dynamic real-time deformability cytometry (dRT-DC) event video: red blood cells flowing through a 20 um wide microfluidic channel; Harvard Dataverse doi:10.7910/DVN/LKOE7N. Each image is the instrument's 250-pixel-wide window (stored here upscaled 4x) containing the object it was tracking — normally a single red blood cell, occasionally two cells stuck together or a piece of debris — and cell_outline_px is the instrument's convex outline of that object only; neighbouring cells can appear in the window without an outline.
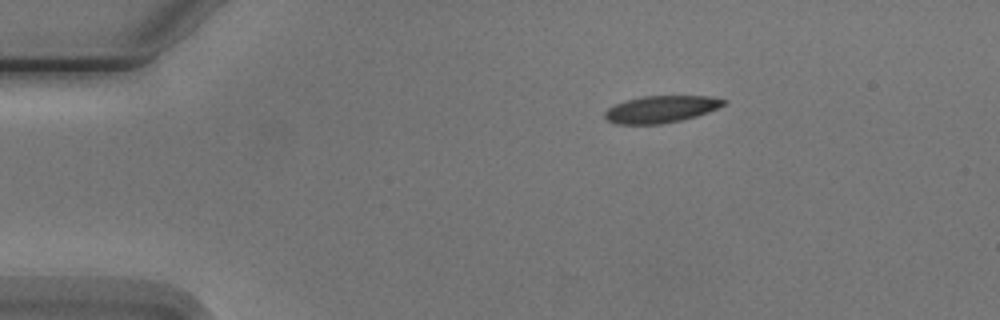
{"species": "Egyptian fruit bat (a non-hibernating species)", "species_latin": "Rousettus aegyptiacus", "temperature_condition": "cold", "stored_images_in_passage": 2, "camera_frame_rate_fps": 3000, "um_per_image_px": 0.085, "animal": {"sex": "male"}, "frame": {"image": 1, "passage_image": 1, "time_ms": 0.0, "image_size_px": [1000, 320], "cell_outline_px": [[728, 100], [724, 104], [708, 112], [684, 120], [660, 124], [616, 124], [604, 120], [604, 112], [608, 108], [616, 104], [628, 100], [644, 96], [708, 96]], "centroid_in_image_um": [56.16, 9.29], "position_along_channel_um": 28.8, "area_um2": 18.67}}